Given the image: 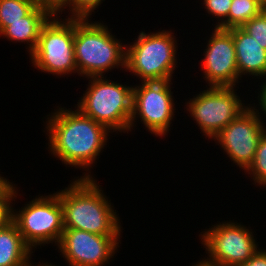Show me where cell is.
Returning a JSON list of instances; mask_svg holds the SVG:
<instances>
[{"mask_svg":"<svg viewBox=\"0 0 266 266\" xmlns=\"http://www.w3.org/2000/svg\"><path fill=\"white\" fill-rule=\"evenodd\" d=\"M265 82V83H264ZM263 82V84L260 86V88H261V90L259 91V93H258V101H259V108L260 109H255V110H257V113L260 115H262V114H265L264 116L266 117V80ZM262 109V110H261ZM259 110H261L260 112H259ZM261 112H263V113H261Z\"/></svg>","mask_w":266,"mask_h":266,"instance_id":"26","label":"cell"},{"mask_svg":"<svg viewBox=\"0 0 266 266\" xmlns=\"http://www.w3.org/2000/svg\"><path fill=\"white\" fill-rule=\"evenodd\" d=\"M235 90L234 87L209 86L185 103L186 110L208 139H213L250 105L245 106Z\"/></svg>","mask_w":266,"mask_h":266,"instance_id":"8","label":"cell"},{"mask_svg":"<svg viewBox=\"0 0 266 266\" xmlns=\"http://www.w3.org/2000/svg\"><path fill=\"white\" fill-rule=\"evenodd\" d=\"M241 28L252 36L263 49H266V8Z\"/></svg>","mask_w":266,"mask_h":266,"instance_id":"21","label":"cell"},{"mask_svg":"<svg viewBox=\"0 0 266 266\" xmlns=\"http://www.w3.org/2000/svg\"><path fill=\"white\" fill-rule=\"evenodd\" d=\"M171 80L141 82L133 86L132 116L130 130L137 118L156 137L166 136L174 118V96Z\"/></svg>","mask_w":266,"mask_h":266,"instance_id":"9","label":"cell"},{"mask_svg":"<svg viewBox=\"0 0 266 266\" xmlns=\"http://www.w3.org/2000/svg\"><path fill=\"white\" fill-rule=\"evenodd\" d=\"M98 184L91 174L84 172V176L73 179L68 187L56 192L63 208V226L104 236H120V218Z\"/></svg>","mask_w":266,"mask_h":266,"instance_id":"2","label":"cell"},{"mask_svg":"<svg viewBox=\"0 0 266 266\" xmlns=\"http://www.w3.org/2000/svg\"><path fill=\"white\" fill-rule=\"evenodd\" d=\"M241 266H266V250L258 249V251Z\"/></svg>","mask_w":266,"mask_h":266,"instance_id":"25","label":"cell"},{"mask_svg":"<svg viewBox=\"0 0 266 266\" xmlns=\"http://www.w3.org/2000/svg\"><path fill=\"white\" fill-rule=\"evenodd\" d=\"M11 220L31 249L53 242L58 246L64 231L63 208L56 193L38 195L19 211L11 208Z\"/></svg>","mask_w":266,"mask_h":266,"instance_id":"6","label":"cell"},{"mask_svg":"<svg viewBox=\"0 0 266 266\" xmlns=\"http://www.w3.org/2000/svg\"><path fill=\"white\" fill-rule=\"evenodd\" d=\"M192 266H220V265L204 258L201 261L199 260L197 264L194 265L192 264Z\"/></svg>","mask_w":266,"mask_h":266,"instance_id":"27","label":"cell"},{"mask_svg":"<svg viewBox=\"0 0 266 266\" xmlns=\"http://www.w3.org/2000/svg\"><path fill=\"white\" fill-rule=\"evenodd\" d=\"M203 2L207 13L219 19L215 27L228 29V15L232 0H204Z\"/></svg>","mask_w":266,"mask_h":266,"instance_id":"22","label":"cell"},{"mask_svg":"<svg viewBox=\"0 0 266 266\" xmlns=\"http://www.w3.org/2000/svg\"><path fill=\"white\" fill-rule=\"evenodd\" d=\"M255 108L257 107L249 105L213 138L217 145L220 144L223 152H226L227 157L244 171L252 163L259 140L266 130L263 116Z\"/></svg>","mask_w":266,"mask_h":266,"instance_id":"11","label":"cell"},{"mask_svg":"<svg viewBox=\"0 0 266 266\" xmlns=\"http://www.w3.org/2000/svg\"><path fill=\"white\" fill-rule=\"evenodd\" d=\"M120 237L64 228L57 247L69 266H104L117 252Z\"/></svg>","mask_w":266,"mask_h":266,"instance_id":"12","label":"cell"},{"mask_svg":"<svg viewBox=\"0 0 266 266\" xmlns=\"http://www.w3.org/2000/svg\"><path fill=\"white\" fill-rule=\"evenodd\" d=\"M259 4H261L264 8H266V0H256Z\"/></svg>","mask_w":266,"mask_h":266,"instance_id":"29","label":"cell"},{"mask_svg":"<svg viewBox=\"0 0 266 266\" xmlns=\"http://www.w3.org/2000/svg\"><path fill=\"white\" fill-rule=\"evenodd\" d=\"M50 18L51 16L47 12L36 6L27 16L7 26L0 36L6 37L12 42H27L30 55L37 46L42 27Z\"/></svg>","mask_w":266,"mask_h":266,"instance_id":"15","label":"cell"},{"mask_svg":"<svg viewBox=\"0 0 266 266\" xmlns=\"http://www.w3.org/2000/svg\"><path fill=\"white\" fill-rule=\"evenodd\" d=\"M51 114L46 121L50 153L66 165L88 171L107 145L111 131L78 108L59 107Z\"/></svg>","mask_w":266,"mask_h":266,"instance_id":"1","label":"cell"},{"mask_svg":"<svg viewBox=\"0 0 266 266\" xmlns=\"http://www.w3.org/2000/svg\"><path fill=\"white\" fill-rule=\"evenodd\" d=\"M48 262H46V263H39L38 265H32V264H35V263H31V261H30V263H29V265L28 266H55V264L54 265H52L51 263L50 264H47ZM58 266V265H57Z\"/></svg>","mask_w":266,"mask_h":266,"instance_id":"28","label":"cell"},{"mask_svg":"<svg viewBox=\"0 0 266 266\" xmlns=\"http://www.w3.org/2000/svg\"><path fill=\"white\" fill-rule=\"evenodd\" d=\"M239 78L252 75L266 79V49L241 27L232 28Z\"/></svg>","mask_w":266,"mask_h":266,"instance_id":"14","label":"cell"},{"mask_svg":"<svg viewBox=\"0 0 266 266\" xmlns=\"http://www.w3.org/2000/svg\"><path fill=\"white\" fill-rule=\"evenodd\" d=\"M212 226L200 234L207 260L220 266H241L258 251L254 232L241 223L225 221Z\"/></svg>","mask_w":266,"mask_h":266,"instance_id":"10","label":"cell"},{"mask_svg":"<svg viewBox=\"0 0 266 266\" xmlns=\"http://www.w3.org/2000/svg\"><path fill=\"white\" fill-rule=\"evenodd\" d=\"M51 17L42 27L35 50L30 54L34 67L62 76L78 73L74 53V18Z\"/></svg>","mask_w":266,"mask_h":266,"instance_id":"7","label":"cell"},{"mask_svg":"<svg viewBox=\"0 0 266 266\" xmlns=\"http://www.w3.org/2000/svg\"><path fill=\"white\" fill-rule=\"evenodd\" d=\"M36 6L35 0H0V33L27 16Z\"/></svg>","mask_w":266,"mask_h":266,"instance_id":"17","label":"cell"},{"mask_svg":"<svg viewBox=\"0 0 266 266\" xmlns=\"http://www.w3.org/2000/svg\"><path fill=\"white\" fill-rule=\"evenodd\" d=\"M32 253L12 220L0 229V266H28Z\"/></svg>","mask_w":266,"mask_h":266,"instance_id":"16","label":"cell"},{"mask_svg":"<svg viewBox=\"0 0 266 266\" xmlns=\"http://www.w3.org/2000/svg\"><path fill=\"white\" fill-rule=\"evenodd\" d=\"M89 22V19L74 18V53L78 75L101 77L114 68L125 69V44L112 35L106 24Z\"/></svg>","mask_w":266,"mask_h":266,"instance_id":"3","label":"cell"},{"mask_svg":"<svg viewBox=\"0 0 266 266\" xmlns=\"http://www.w3.org/2000/svg\"><path fill=\"white\" fill-rule=\"evenodd\" d=\"M105 0H72L70 18L89 19L92 12Z\"/></svg>","mask_w":266,"mask_h":266,"instance_id":"23","label":"cell"},{"mask_svg":"<svg viewBox=\"0 0 266 266\" xmlns=\"http://www.w3.org/2000/svg\"><path fill=\"white\" fill-rule=\"evenodd\" d=\"M85 94L76 107L86 116L106 126L111 132L130 130L133 86L101 77H89Z\"/></svg>","mask_w":266,"mask_h":266,"instance_id":"4","label":"cell"},{"mask_svg":"<svg viewBox=\"0 0 266 266\" xmlns=\"http://www.w3.org/2000/svg\"><path fill=\"white\" fill-rule=\"evenodd\" d=\"M245 172L250 174L257 186L266 187V130L259 140L254 159Z\"/></svg>","mask_w":266,"mask_h":266,"instance_id":"19","label":"cell"},{"mask_svg":"<svg viewBox=\"0 0 266 266\" xmlns=\"http://www.w3.org/2000/svg\"><path fill=\"white\" fill-rule=\"evenodd\" d=\"M202 59V71L208 86L236 87L239 72L231 29L214 27Z\"/></svg>","mask_w":266,"mask_h":266,"instance_id":"13","label":"cell"},{"mask_svg":"<svg viewBox=\"0 0 266 266\" xmlns=\"http://www.w3.org/2000/svg\"><path fill=\"white\" fill-rule=\"evenodd\" d=\"M36 5L47 12L51 17H59L65 8L71 11L72 0H35Z\"/></svg>","mask_w":266,"mask_h":266,"instance_id":"24","label":"cell"},{"mask_svg":"<svg viewBox=\"0 0 266 266\" xmlns=\"http://www.w3.org/2000/svg\"><path fill=\"white\" fill-rule=\"evenodd\" d=\"M136 39L126 47L125 70L142 82L172 80L178 63V46L173 32L159 30L149 34L141 31Z\"/></svg>","mask_w":266,"mask_h":266,"instance_id":"5","label":"cell"},{"mask_svg":"<svg viewBox=\"0 0 266 266\" xmlns=\"http://www.w3.org/2000/svg\"><path fill=\"white\" fill-rule=\"evenodd\" d=\"M265 9L256 0H232L228 15V29L242 27Z\"/></svg>","mask_w":266,"mask_h":266,"instance_id":"18","label":"cell"},{"mask_svg":"<svg viewBox=\"0 0 266 266\" xmlns=\"http://www.w3.org/2000/svg\"><path fill=\"white\" fill-rule=\"evenodd\" d=\"M0 176V229L11 220L12 202L17 197V188L13 182ZM15 198V199H14Z\"/></svg>","mask_w":266,"mask_h":266,"instance_id":"20","label":"cell"}]
</instances>
